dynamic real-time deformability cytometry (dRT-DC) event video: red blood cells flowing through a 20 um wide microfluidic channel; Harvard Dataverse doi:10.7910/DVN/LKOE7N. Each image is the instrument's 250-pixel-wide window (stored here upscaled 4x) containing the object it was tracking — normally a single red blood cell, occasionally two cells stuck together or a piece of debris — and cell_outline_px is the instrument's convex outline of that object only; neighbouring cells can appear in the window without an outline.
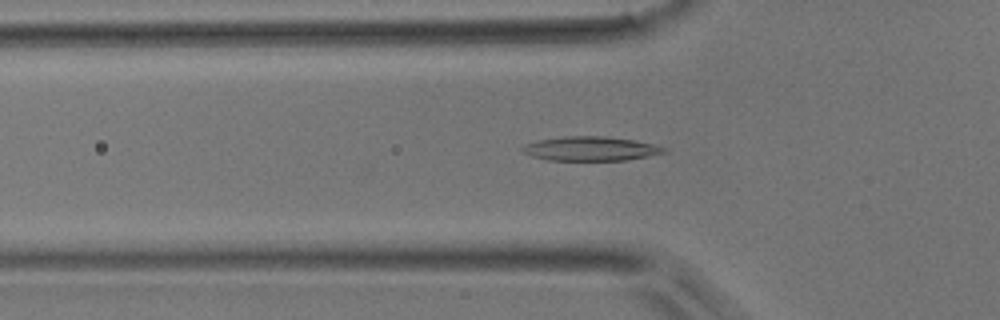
{"species": "common noctule bat (a hibernating species)", "species_latin": "Nyctalus noctula", "temperature_condition": "room temperature", "stored_images_in_passage": 41, "camera_frame_rate_fps": 3000, "um_per_image_px": 0.085, "animal": {"sex": "male", "body_mass_g": 17.9}, "frame": {"image": 1, "passage_image": 16, "time_ms": 5.0, "image_size_px": [1000, 320], "cell_outline_px": [[668, 152], [648, 156], [624, 160], [548, 160], [532, 156], [524, 152], [520, 148], [524, 144], [536, 140], [564, 136], [604, 136], [632, 140], [656, 144], [668, 148]], "centroid_in_image_um": [50.21, 12.63], "position_along_channel_um": 75.6, "area_um2": 20.06}}
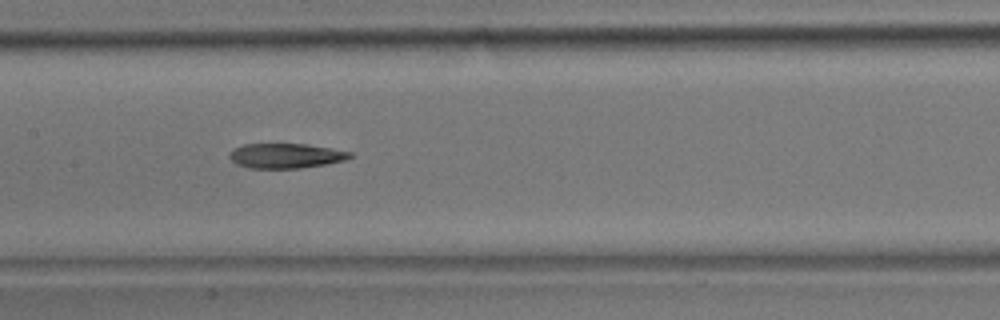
{"frame": {"image": 2, "passage_image": 24, "time_ms": 7.667, "image_size_px": [1000, 320], "cell_outline_px": [[352, 156], [344, 160], [324, 164], [300, 168], [248, 168], [236, 164], [228, 156], [236, 148], [244, 144], [308, 144], [332, 148], [352, 152]], "centroid_in_image_um": [24.3, 13.24], "position_along_channel_um": 183.1, "area_um2": 17.28}}
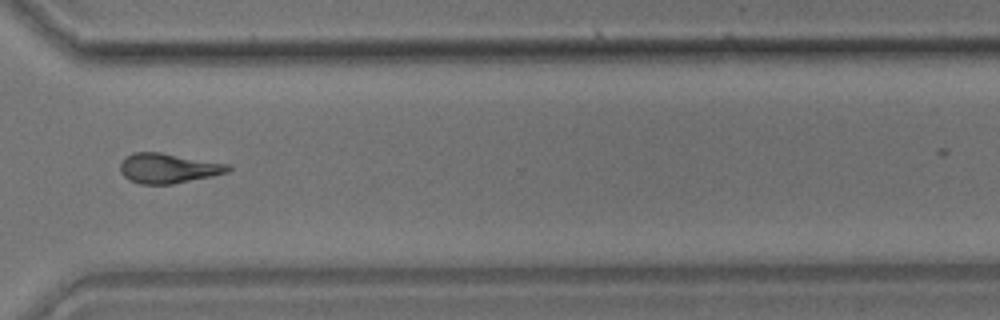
{"frame": {"image": 3, "passage_image": 37, "time_ms": 12.0, "image_size_px": [1000, 320], "cell_outline_px": [[232, 168], [228, 172], [212, 176], [172, 184], [140, 184], [128, 180], [120, 172], [120, 164], [124, 156], [132, 152], [160, 152], [228, 164]], "centroid_in_image_um": [14.25, 14.3], "position_along_channel_um": 356.4, "area_um2": 18.84}}